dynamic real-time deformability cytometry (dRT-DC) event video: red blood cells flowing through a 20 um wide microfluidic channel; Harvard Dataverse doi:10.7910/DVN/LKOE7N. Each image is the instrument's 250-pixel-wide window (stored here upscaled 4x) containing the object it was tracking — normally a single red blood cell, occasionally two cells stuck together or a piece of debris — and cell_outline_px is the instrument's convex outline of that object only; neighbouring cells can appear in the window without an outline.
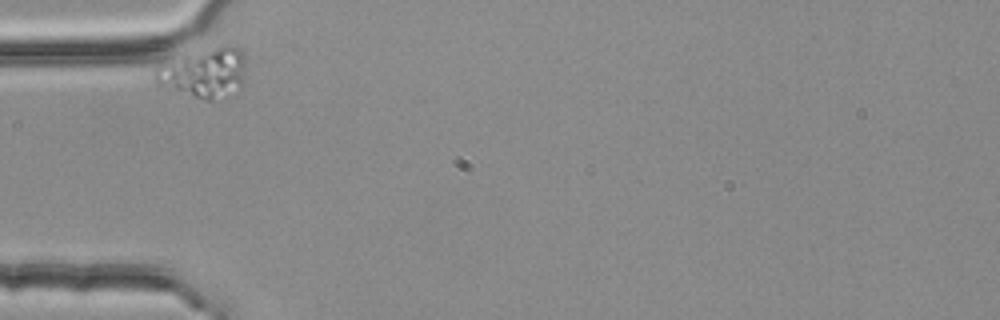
{"species": "common noctule bat (a hibernating species)", "species_latin": "Nyctalus noctula", "temperature_condition": "room temperature", "stored_images_in_passage": 3, "camera_frame_rate_fps": 3000, "um_per_image_px": 0.085, "animal": {"sex": "female", "body_mass_g": 25.1}, "frame": {"image": 1, "passage_image": 1, "time_ms": 0.0, "image_size_px": [1000, 320], "cell_outline_px": [[244, 84], [240, 88], [212, 100], [204, 100], [156, 80], [152, 76], [160, 60], [228, 44], [240, 48], [244, 56]], "centroid_in_image_um": [17.37, 6.11], "position_along_channel_um": 67.6, "area_um2": 25.78}}
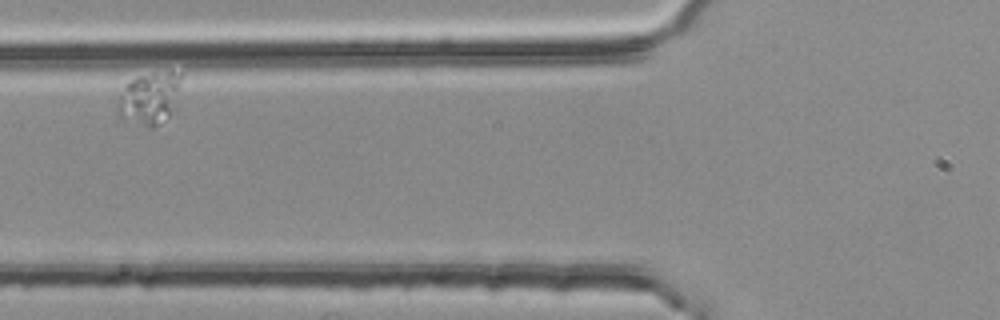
{"frame": {"image": 2, "passage_image": 2, "time_ms": 0.333, "image_size_px": [1000, 320], "cell_outline_px": [[184, 72], [168, 116], [160, 124], [152, 128], [148, 128], [120, 116], [116, 112], [116, 104], [124, 84], [140, 76], [152, 72]], "centroid_in_image_um": [12.66, 8.33], "position_along_channel_um": 113.1, "area_um2": 19.02}}
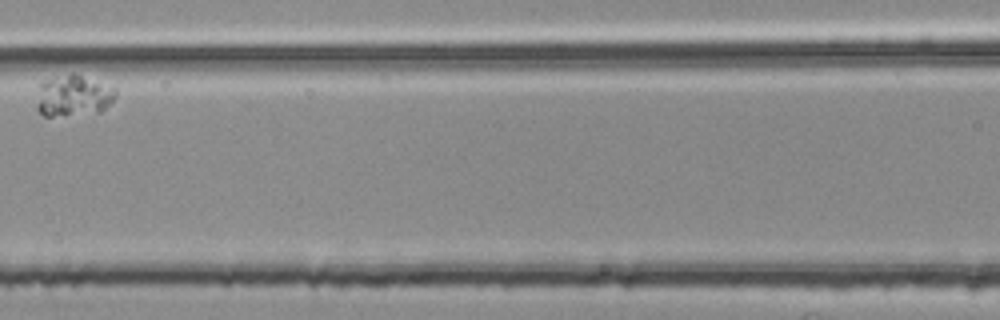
{"frame": {"image": 3, "passage_image": 3, "time_ms": 0.667, "image_size_px": [1000, 320], "cell_outline_px": [[116, 96], [100, 112], [52, 116], [44, 116], [36, 108], [36, 104], [40, 84], [48, 80], [68, 72], [72, 72], [116, 88]], "centroid_in_image_um": [6.22, 8.13], "position_along_channel_um": 160.4, "area_um2": 18.79}}